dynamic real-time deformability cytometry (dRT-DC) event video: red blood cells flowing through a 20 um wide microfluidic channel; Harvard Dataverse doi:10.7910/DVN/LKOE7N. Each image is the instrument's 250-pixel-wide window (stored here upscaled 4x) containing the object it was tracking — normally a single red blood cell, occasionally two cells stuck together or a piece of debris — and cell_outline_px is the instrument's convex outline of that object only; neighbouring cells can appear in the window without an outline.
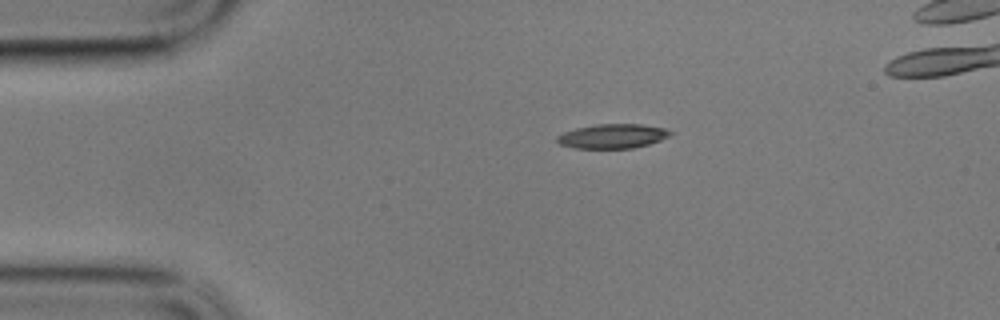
{"species": "common noctule bat (a hibernating species)", "species_latin": "Nyctalus noctula", "temperature_condition": "cold", "stored_images_in_passage": 46, "camera_frame_rate_fps": 3000, "um_per_image_px": 0.085, "animal": {"sex": "male", "body_mass_g": 17.9}, "frame": {"image": 1, "passage_image": 1, "time_ms": 0.0, "image_size_px": [1000, 320], "cell_outline_px": [[676, 132], [660, 140], [648, 144], [632, 148], [576, 148], [560, 144], [556, 140], [556, 136], [564, 132], [576, 128], [596, 124], [640, 124], [664, 128]], "centroid_in_image_um": [52.07, 11.56], "position_along_channel_um": 32.9, "area_um2": 16.01}}
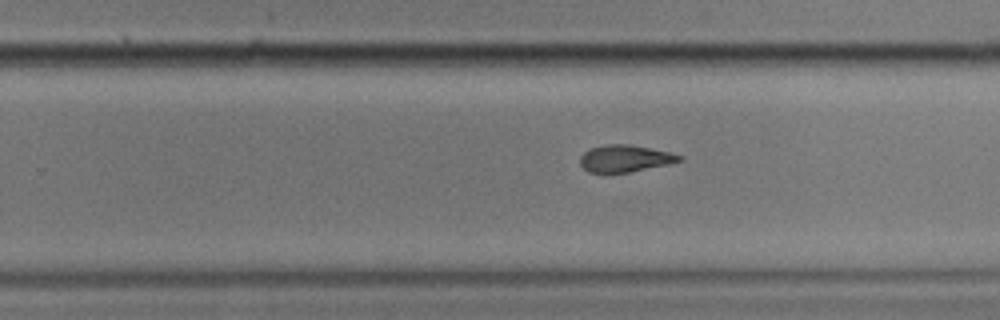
{"frame": {"image": 2, "passage_image": 26, "time_ms": 8.333, "image_size_px": [1000, 320], "cell_outline_px": [[684, 160], [668, 164], [628, 172], [588, 172], [580, 164], [580, 156], [584, 152], [592, 148], [608, 144], [628, 144], [668, 152], [684, 156]], "centroid_in_image_um": [53.13, 13.47], "position_along_channel_um": 276.7, "area_um2": 15.32}}
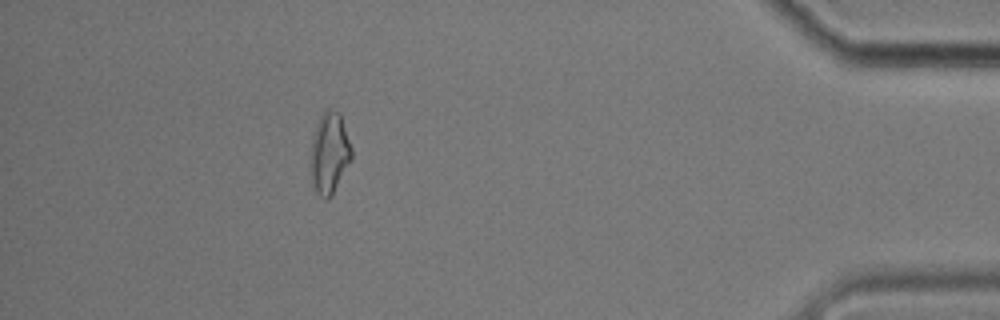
{"frame": {"image": 3, "passage_image": 42, "time_ms": 13.667, "image_size_px": [1000, 320], "cell_outline_px": [[352, 160], [332, 196], [328, 200], [324, 200], [316, 192], [312, 184], [312, 136], [316, 124], [320, 116], [328, 108], [340, 112], [352, 148]], "centroid_in_image_um": [28.03, 13.03], "position_along_channel_um": 407.2, "area_um2": 19.48}, "authors_computed_cell_mechanics": {"area_um2": 16.7042, "velocity_mm_per_s": 3.4092, "shape_relaxation_time_tau1_ms": 11.2502, "shape_relaxation_time_tau2_ms": 3.4037, "deformation_change_tau1": 0.2585, "deformation_change_tau2": 0.0994}}